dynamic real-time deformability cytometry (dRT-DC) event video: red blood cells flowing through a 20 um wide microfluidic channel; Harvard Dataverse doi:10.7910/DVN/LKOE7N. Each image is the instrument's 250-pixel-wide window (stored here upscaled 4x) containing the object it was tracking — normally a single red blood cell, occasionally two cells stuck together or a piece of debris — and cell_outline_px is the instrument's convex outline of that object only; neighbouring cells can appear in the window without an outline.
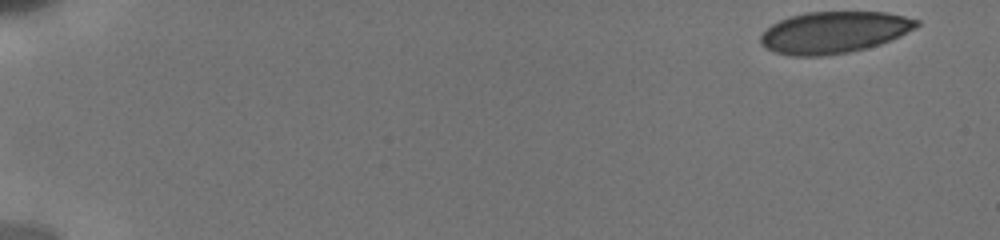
{"species": "human", "species_latin": "Homo sapiens", "temperature_condition": "cold", "stored_images_in_passage": 46, "camera_frame_rate_fps": 3000, "um_per_image_px": 0.085, "donor": {"sex": "male"}, "frame": {"image": 1, "passage_image": 1, "time_ms": 0.0, "image_size_px": [1000, 240], "cell_outline_px": [[920, 24], [916, 28], [900, 36], [880, 44], [848, 52], [820, 56], [792, 56], [776, 52], [760, 44], [760, 36], [772, 24], [780, 20], [804, 12], [888, 12], [920, 20]], "centroid_in_image_um": [70.91, 2.74], "position_along_channel_um": 14.1, "area_um2": 37.74}}
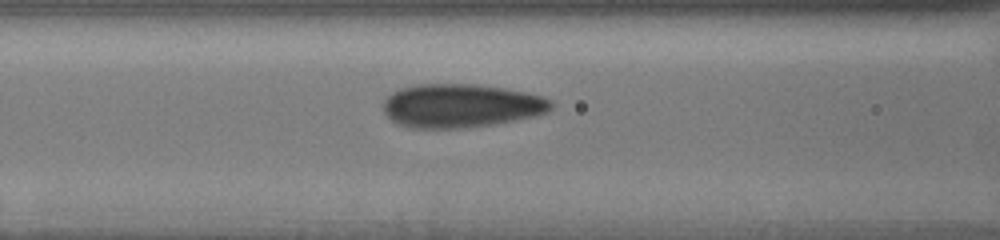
{"frame": {"image": 2, "passage_image": 19, "time_ms": 7.333, "image_size_px": [1000, 240], "cell_outline_px": [[552, 108], [548, 112], [536, 116], [496, 124], [456, 128], [412, 128], [400, 124], [392, 120], [384, 112], [384, 100], [392, 92], [400, 88], [416, 84], [476, 84], [504, 88], [524, 92], [540, 96], [552, 100]], "centroid_in_image_um": [39.19, 8.98], "position_along_channel_um": 127.4, "area_um2": 42.66}}
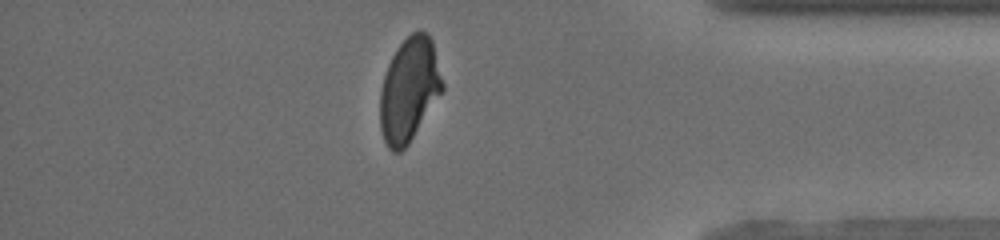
{"frame": {"image": 3, "passage_image": 38, "time_ms": 15.0, "image_size_px": [1000, 240], "cell_outline_px": [[444, 88], [408, 144], [400, 152], [392, 152], [388, 148], [384, 140], [380, 128], [380, 92], [384, 76], [388, 64], [396, 48], [412, 32], [428, 32], [432, 40], [444, 84]], "centroid_in_image_um": [34.77, 7.62], "position_along_channel_um": 400.4, "area_um2": 37.45}}